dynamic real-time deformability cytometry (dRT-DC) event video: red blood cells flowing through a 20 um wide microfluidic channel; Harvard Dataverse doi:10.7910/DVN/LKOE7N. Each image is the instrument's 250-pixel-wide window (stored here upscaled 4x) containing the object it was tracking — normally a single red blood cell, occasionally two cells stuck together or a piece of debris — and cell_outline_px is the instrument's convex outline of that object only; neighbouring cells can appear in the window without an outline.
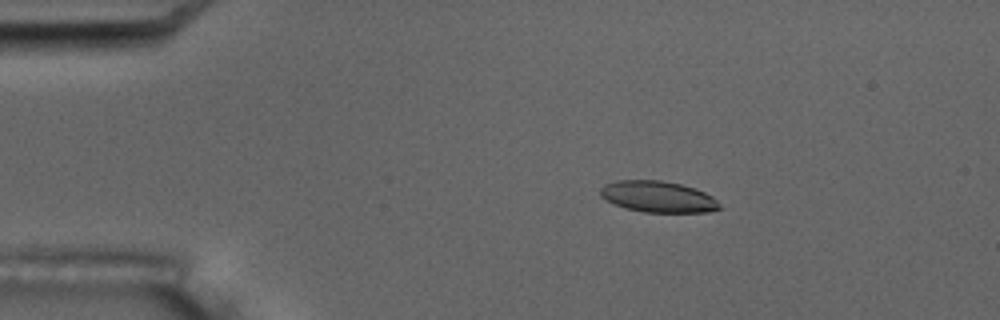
{"species": "common noctule bat (a hibernating species)", "species_latin": "Nyctalus noctula", "temperature_condition": "room temperature", "stored_images_in_passage": 3, "camera_frame_rate_fps": 3000, "um_per_image_px": 0.085, "animal": {"sex": "male", "body_mass_g": 17.5, "forearm_length_mm": 52.3}, "frame": {"image": 1, "passage_image": 2, "time_ms": 2.0, "image_size_px": [1000, 320], "cell_outline_px": [[720, 208], [708, 212], [644, 212], [624, 208], [600, 196], [600, 188], [604, 184], [616, 180], [660, 180], [680, 184], [704, 192], [712, 196], [720, 204]], "centroid_in_image_um": [55.9, 16.72], "position_along_channel_um": 29.1, "area_um2": 21.56}}